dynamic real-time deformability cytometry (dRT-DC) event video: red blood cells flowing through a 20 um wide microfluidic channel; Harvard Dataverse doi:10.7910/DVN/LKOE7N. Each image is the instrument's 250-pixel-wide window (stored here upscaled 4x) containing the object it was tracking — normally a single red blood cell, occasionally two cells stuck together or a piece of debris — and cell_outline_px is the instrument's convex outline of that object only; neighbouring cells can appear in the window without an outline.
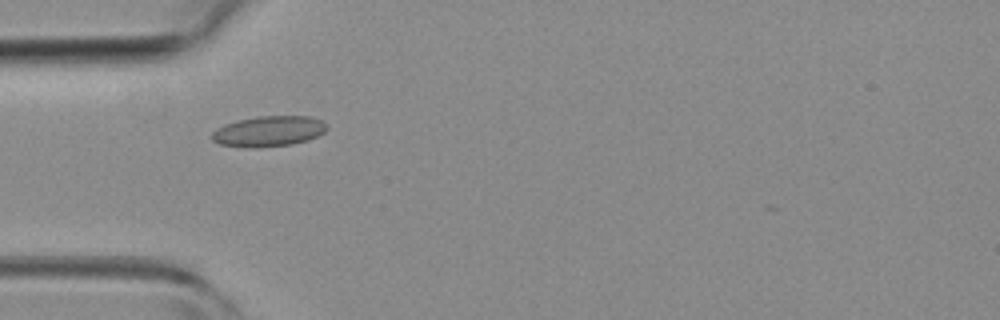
{"species": "common noctule bat (a hibernating species)", "species_latin": "Nyctalus noctula", "temperature_condition": "room temperature", "stored_images_in_passage": 5, "camera_frame_rate_fps": 3000, "um_per_image_px": 0.085, "animal": {"sex": "female", "body_mass_g": 19.3, "forearm_length_mm": 54.1}, "frame": {"image": 1, "passage_image": 5, "time_ms": 4.333, "image_size_px": [1000, 320], "cell_outline_px": [[328, 128], [324, 132], [308, 140], [292, 144], [256, 148], [252, 148], [220, 144], [212, 140], [212, 132], [216, 128], [224, 124], [236, 120], [256, 116], [308, 116], [320, 120], [328, 124]], "centroid_in_image_um": [22.83, 11.15], "position_along_channel_um": 62.2, "area_um2": 20.58}}